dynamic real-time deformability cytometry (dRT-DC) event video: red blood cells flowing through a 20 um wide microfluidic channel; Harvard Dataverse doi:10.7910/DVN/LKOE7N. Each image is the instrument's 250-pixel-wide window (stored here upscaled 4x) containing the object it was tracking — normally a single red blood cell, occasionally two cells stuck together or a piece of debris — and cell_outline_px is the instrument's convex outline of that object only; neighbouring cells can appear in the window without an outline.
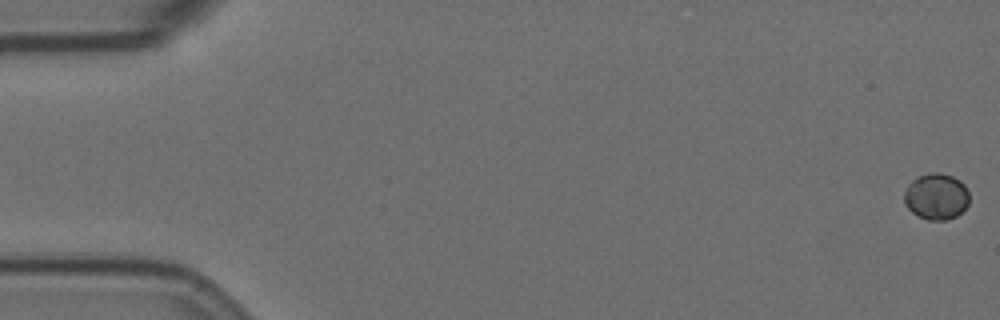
{"species": "Egyptian fruit bat (a non-hibernating species)", "species_latin": "Rousettus aegyptiacus", "temperature_condition": "room temperature", "stored_images_in_passage": 8, "camera_frame_rate_fps": 3000, "um_per_image_px": 0.085, "animal": {"sex": "female"}, "frame": {"image": 1, "passage_image": 1, "time_ms": 0.0, "image_size_px": [1000, 320], "cell_outline_px": [[968, 204], [956, 216], [948, 220], [928, 220], [912, 212], [904, 204], [904, 192], [908, 184], [916, 176], [928, 172], [940, 172], [952, 176], [960, 180], [964, 184], [968, 192]], "centroid_in_image_um": [79.56, 16.68], "position_along_channel_um": 5.4, "area_um2": 17.69}}